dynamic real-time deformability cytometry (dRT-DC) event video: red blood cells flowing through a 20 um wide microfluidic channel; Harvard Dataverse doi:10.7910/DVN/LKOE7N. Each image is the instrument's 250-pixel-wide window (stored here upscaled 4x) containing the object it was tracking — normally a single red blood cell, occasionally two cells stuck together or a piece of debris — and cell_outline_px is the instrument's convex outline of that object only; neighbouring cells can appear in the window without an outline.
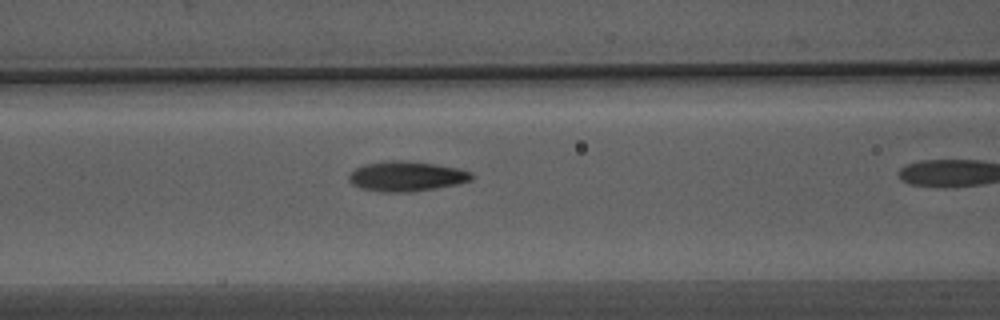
{"species": "Egyptian fruit bat (a non-hibernating species)", "species_latin": "Rousettus aegyptiacus", "temperature_condition": "warm", "stored_images_in_passage": 10, "camera_frame_rate_fps": 3000, "um_per_image_px": 0.085, "animal": {"sex": "male"}, "frame": {"image": 1, "passage_image": 6, "time_ms": 1.667, "image_size_px": [1000, 320], "cell_outline_px": [[476, 176], [472, 180], [456, 184], [436, 188], [412, 192], [384, 192], [360, 188], [352, 184], [348, 180], [348, 176], [356, 168], [364, 164], [388, 160], [404, 160], [436, 164], [460, 168], [472, 172]], "centroid_in_image_um": [34.58, 14.98], "position_along_channel_um": 132.0, "area_um2": 21.68}}
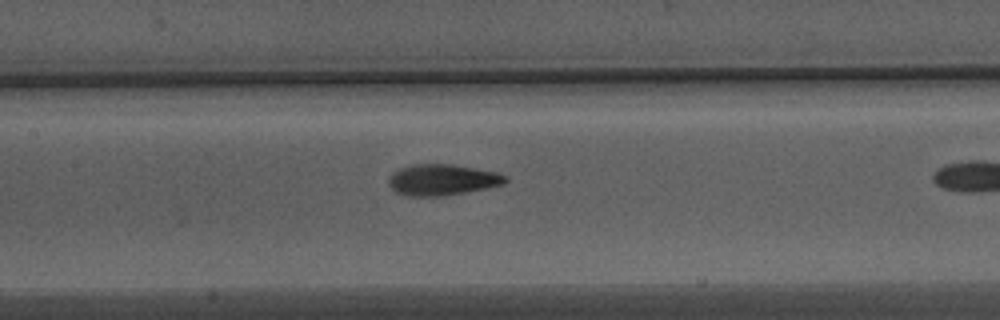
{"frame": {"image": 2, "passage_image": 9, "time_ms": 2.667, "image_size_px": [1000, 320], "cell_outline_px": [[508, 180], [504, 184], [464, 192], [440, 196], [404, 196], [396, 192], [388, 184], [388, 176], [392, 172], [400, 168], [412, 164], [452, 164], [496, 172], [508, 176]], "centroid_in_image_um": [37.55, 15.28], "position_along_channel_um": 169.9, "area_um2": 21.15}}